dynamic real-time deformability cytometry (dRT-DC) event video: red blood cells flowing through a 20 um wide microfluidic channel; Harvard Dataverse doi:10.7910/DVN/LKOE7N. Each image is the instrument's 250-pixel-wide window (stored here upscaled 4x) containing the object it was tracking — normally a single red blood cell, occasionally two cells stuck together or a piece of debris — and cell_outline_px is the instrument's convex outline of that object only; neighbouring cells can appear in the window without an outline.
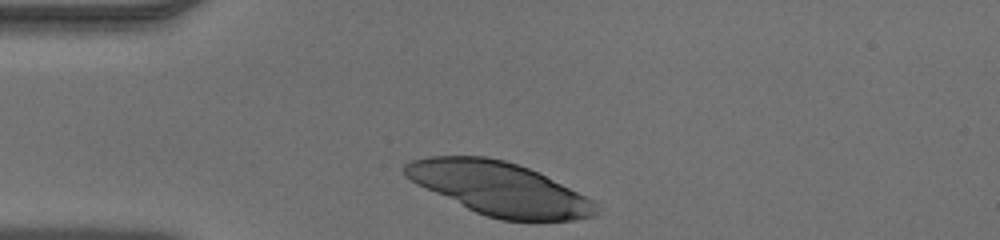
{"species": "human", "species_latin": "Homo sapiens", "temperature_condition": "warm", "stored_images_in_passage": 30, "camera_frame_rate_fps": 3000, "um_per_image_px": 0.085, "donor": {"sex": "male"}, "frame": {"image": 1, "passage_image": 1, "time_ms": 0.0, "image_size_px": [1000, 240], "cell_outline_px": [[600, 212], [596, 216], [572, 220], [500, 220], [476, 212], [416, 184], [404, 176], [404, 164], [412, 160], [428, 156], [484, 156], [504, 160], [528, 168], [596, 200]], "centroid_in_image_um": [42.47, 16.03], "position_along_channel_um": 42.5, "area_um2": 58.96}}